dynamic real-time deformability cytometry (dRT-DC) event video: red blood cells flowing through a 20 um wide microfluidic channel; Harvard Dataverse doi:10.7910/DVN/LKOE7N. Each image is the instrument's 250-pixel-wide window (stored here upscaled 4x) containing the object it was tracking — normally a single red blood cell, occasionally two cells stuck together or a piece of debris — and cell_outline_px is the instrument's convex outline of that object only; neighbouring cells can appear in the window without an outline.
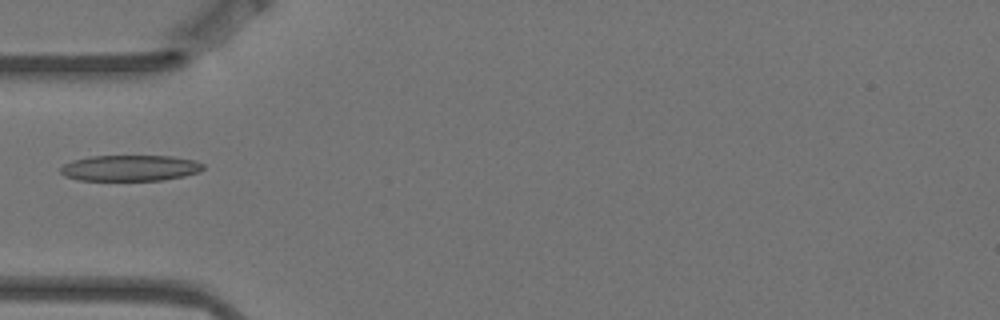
{"species": "Egyptian fruit bat (a non-hibernating species)", "species_latin": "Rousettus aegyptiacus", "temperature_condition": "warm", "stored_images_in_passage": 4, "camera_frame_rate_fps": 3000, "um_per_image_px": 0.085, "animal": {"sex": "female"}, "frame": {"image": 1, "passage_image": 2, "time_ms": 0.333, "image_size_px": [1000, 320], "cell_outline_px": [[204, 168], [200, 172], [184, 176], [164, 180], [80, 180], [64, 176], [60, 172], [60, 168], [64, 164], [72, 160], [88, 156], [172, 156], [196, 160], [204, 164]], "centroid_in_image_um": [11.08, 14.28], "position_along_channel_um": 73.9, "area_um2": 21.73}}
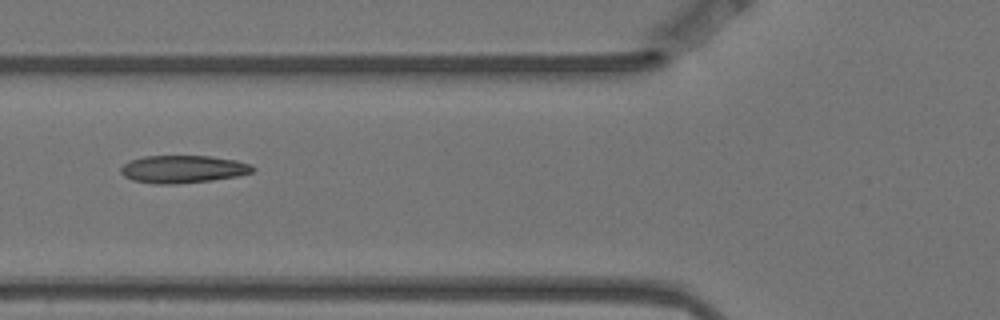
{"frame": {"image": 2, "passage_image": 3, "time_ms": 0.667, "image_size_px": [1000, 320], "cell_outline_px": [[256, 168], [252, 172], [236, 176], [212, 180], [176, 184], [156, 184], [132, 180], [124, 176], [120, 172], [120, 168], [124, 164], [132, 160], [144, 156], [208, 156], [236, 160], [252, 164]], "centroid_in_image_um": [15.56, 14.38], "position_along_channel_um": 110.2, "area_um2": 21.21}}
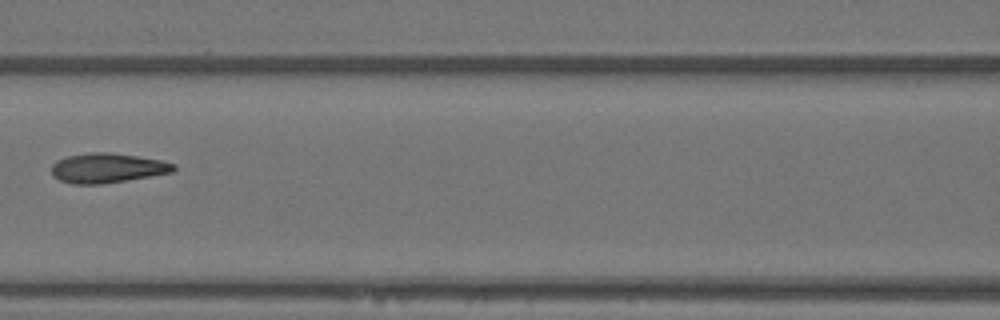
{"frame": {"image": 3, "passage_image": 4, "time_ms": 1.0, "image_size_px": [1000, 320], "cell_outline_px": [[176, 168], [172, 172], [104, 184], [72, 184], [60, 180], [52, 176], [52, 164], [56, 160], [68, 156], [92, 152], [108, 152], [136, 156], [160, 160], [176, 164]], "centroid_in_image_um": [9.1, 14.28], "position_along_channel_um": 157.5, "area_um2": 21.04}}